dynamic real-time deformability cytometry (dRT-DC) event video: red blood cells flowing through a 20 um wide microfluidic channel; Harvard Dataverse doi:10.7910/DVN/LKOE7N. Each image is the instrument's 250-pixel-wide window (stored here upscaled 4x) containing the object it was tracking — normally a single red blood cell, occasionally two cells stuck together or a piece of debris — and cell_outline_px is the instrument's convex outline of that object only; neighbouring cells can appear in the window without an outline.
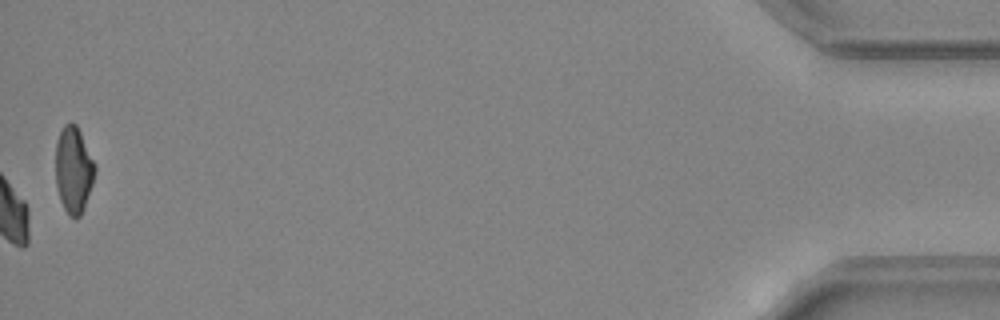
{"species": "common noctule bat (a hibernating species)", "species_latin": "Nyctalus noctula", "temperature_condition": "warm", "stored_images_in_passage": 48, "camera_frame_rate_fps": 3000, "um_per_image_px": 0.085, "animal": {"sex": "female", "body_mass_g": 24.6, "forearm_length_mm": 56.2}, "frame": {"image": 1, "passage_image": 48, "time_ms": 15.667, "image_size_px": [1000, 320], "cell_outline_px": [[96, 172], [84, 208], [80, 216], [76, 220], [68, 216], [60, 200], [56, 184], [56, 140], [64, 124], [76, 124], [80, 132], [96, 168]], "centroid_in_image_um": [6.24, 14.49], "position_along_channel_um": 429.0, "area_um2": 19.65}, "authors_computed_cell_mechanics": {"area_um2": 20.2878, "velocity_mm_per_s": 4.4555, "shape_relaxation_time_tau1_ms": 4.3768, "shape_relaxation_time_tau2_ms": null, "deformation_change_tau1": 0.1036, "deformation_change_tau2": null}}